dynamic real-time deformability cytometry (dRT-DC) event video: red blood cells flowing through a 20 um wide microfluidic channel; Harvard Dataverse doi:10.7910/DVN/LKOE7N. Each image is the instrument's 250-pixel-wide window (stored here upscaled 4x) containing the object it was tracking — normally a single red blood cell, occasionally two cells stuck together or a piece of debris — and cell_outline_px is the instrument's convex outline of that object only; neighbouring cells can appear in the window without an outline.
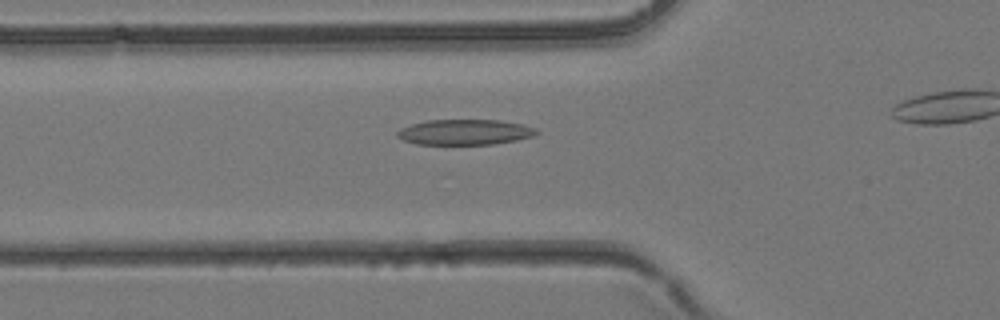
{"species": "common noctule bat (a hibernating species)", "species_latin": "Nyctalus noctula", "temperature_condition": "room temperature", "stored_images_in_passage": 22, "camera_frame_rate_fps": 3000, "um_per_image_px": 0.085, "animal": {"sex": "female", "body_mass_g": 24.6, "forearm_length_mm": 56.2}, "frame": {"image": 1, "passage_image": 4, "time_ms": 1.0, "image_size_px": [1000, 320], "cell_outline_px": [[540, 132], [536, 136], [516, 140], [492, 144], [416, 144], [404, 140], [396, 136], [396, 132], [400, 128], [412, 124], [428, 120], [500, 120], [520, 124], [536, 128]], "centroid_in_image_um": [39.52, 11.23], "position_along_channel_um": 86.3, "area_um2": 20.63}}
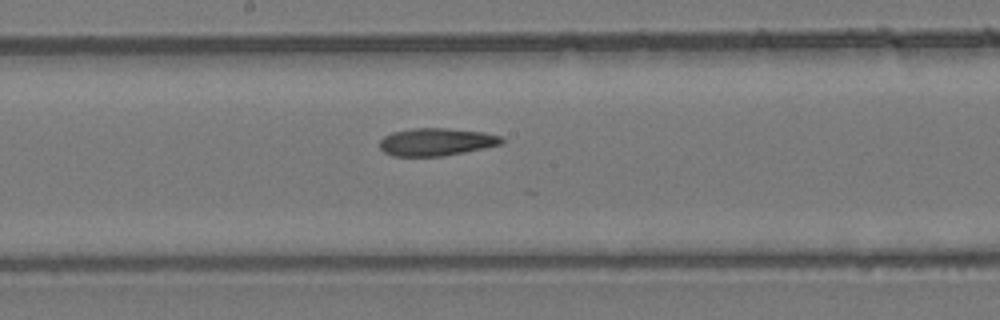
{"frame": {"image": 2, "passage_image": 11, "time_ms": 3.333, "image_size_px": [1000, 320], "cell_outline_px": [[504, 144], [444, 156], [392, 156], [384, 152], [380, 148], [380, 140], [384, 136], [392, 132], [412, 128], [444, 128], [484, 132], [500, 136], [504, 140]], "centroid_in_image_um": [37.08, 12.06], "position_along_channel_um": 211.1, "area_um2": 19.71}}
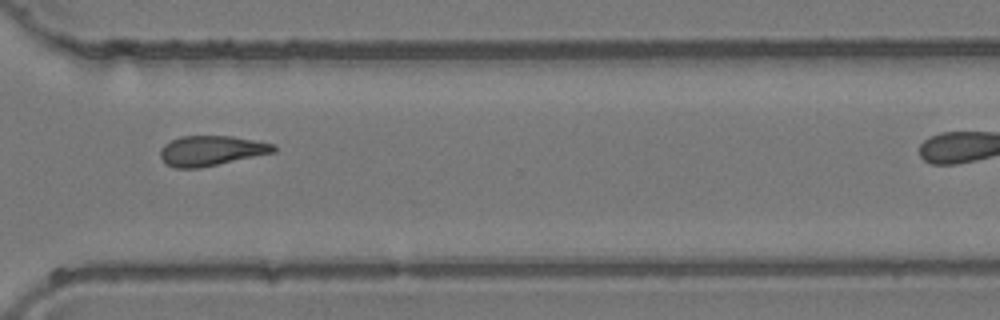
{"frame": {"image": 3, "passage_image": 19, "time_ms": 6.0, "image_size_px": [1000, 320], "cell_outline_px": [[276, 152], [200, 168], [176, 168], [168, 164], [160, 156], [160, 148], [164, 144], [180, 136], [232, 136], [256, 140], [276, 144]], "centroid_in_image_um": [17.99, 12.8], "position_along_channel_um": 352.6, "area_um2": 19.88}}